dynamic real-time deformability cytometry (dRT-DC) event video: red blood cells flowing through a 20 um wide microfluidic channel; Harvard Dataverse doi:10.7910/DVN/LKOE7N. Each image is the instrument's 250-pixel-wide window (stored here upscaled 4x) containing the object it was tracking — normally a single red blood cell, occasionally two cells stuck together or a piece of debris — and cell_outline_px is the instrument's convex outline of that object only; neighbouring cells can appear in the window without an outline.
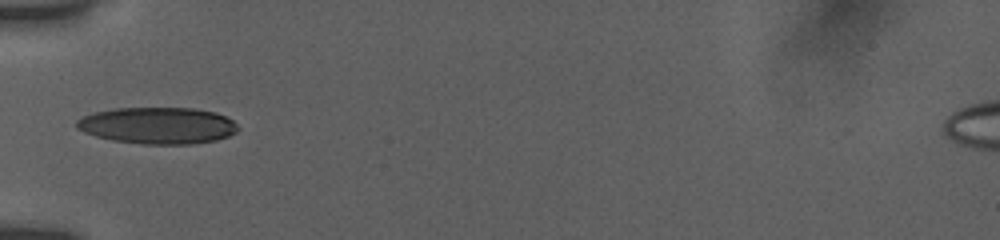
{"species": "human", "species_latin": "Homo sapiens", "temperature_condition": "room temperature", "stored_images_in_passage": 5, "camera_frame_rate_fps": 3000, "um_per_image_px": 0.085, "donor": {"sex": "female"}, "frame": {"image": 1, "passage_image": 4, "time_ms": 3.0, "image_size_px": [1000, 240], "cell_outline_px": [[240, 128], [236, 132], [228, 136], [216, 140], [192, 144], [140, 144], [112, 140], [96, 136], [84, 132], [76, 128], [76, 120], [84, 116], [96, 112], [116, 108], [192, 108], [216, 112], [232, 120]], "centroid_in_image_um": [13.42, 10.67], "position_along_channel_um": 71.6, "area_um2": 34.45}}